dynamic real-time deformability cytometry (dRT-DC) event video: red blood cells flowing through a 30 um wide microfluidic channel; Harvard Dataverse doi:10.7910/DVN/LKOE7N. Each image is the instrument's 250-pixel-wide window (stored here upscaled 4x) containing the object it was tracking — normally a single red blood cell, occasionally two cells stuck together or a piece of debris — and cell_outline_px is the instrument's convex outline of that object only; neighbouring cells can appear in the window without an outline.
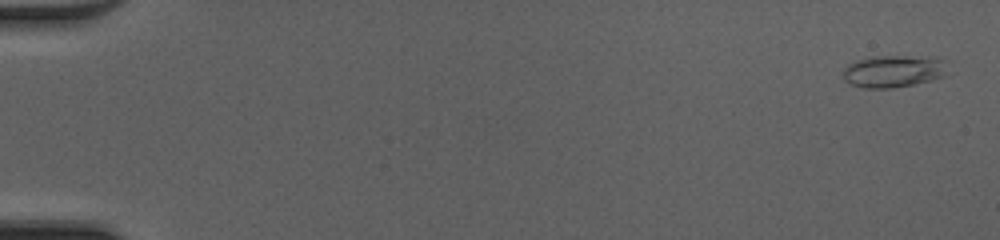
{"species": "common noctule bat (a hibernating species)", "species_latin": "Nyctalus noctula", "temperature_condition": "cold", "stored_images_in_passage": 51, "camera_frame_rate_fps": 3000, "um_per_image_px": 0.085, "animal": {"sex": "female", "body_mass_g": 20.0, "forearm_length_mm": 54.0}, "frame": {"image": 1, "passage_image": 2, "time_ms": 0.333, "image_size_px": [1000, 240], "cell_outline_px": [[944, 76], [932, 80], [892, 88], [864, 88], [852, 84], [844, 80], [844, 68], [848, 64], [872, 56], [936, 56], [940, 60]], "centroid_in_image_um": [75.89, 6.05], "position_along_channel_um": 9.1, "area_um2": 19.19}}
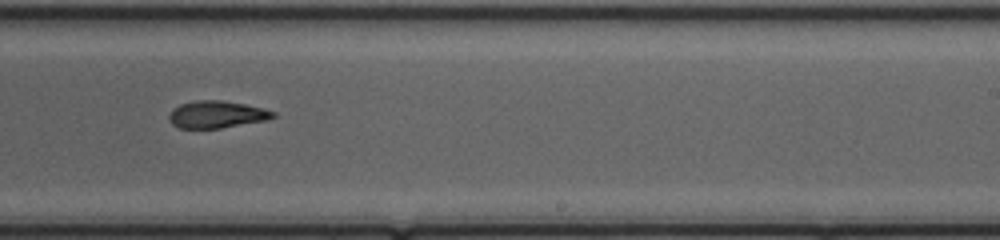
{"frame": {"image": 2, "passage_image": 33, "time_ms": 10.667, "image_size_px": [1000, 240], "cell_outline_px": [[276, 116], [268, 120], [220, 128], [180, 128], [172, 124], [168, 116], [172, 108], [180, 104], [196, 100], [220, 100], [244, 104], [264, 108], [276, 112]], "centroid_in_image_um": [18.43, 9.72], "position_along_channel_um": 270.6, "area_um2": 16.53}}
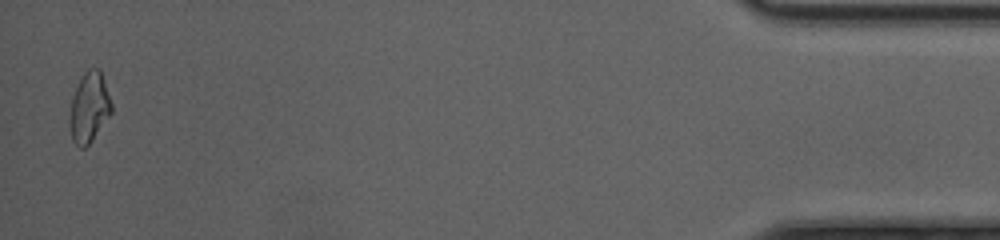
{"frame": {"image": 3, "passage_image": 50, "time_ms": 16.333, "image_size_px": [1000, 240], "cell_outline_px": [[112, 112], [92, 140], [84, 148], [80, 148], [72, 140], [68, 124], [68, 116], [72, 96], [84, 72], [88, 68], [100, 68], [112, 104]], "centroid_in_image_um": [7.56, 9.14], "position_along_channel_um": 427.6, "area_um2": 17.22}, "authors_computed_cell_mechanics": {"area_um2": 17.34, "velocity_mm_per_s": 4.2222, "shape_relaxation_time_tau1_ms": null, "shape_relaxation_time_tau2_ms": 5.503, "deformation_change_tau1": null, "deformation_change_tau2": 0.1378}}